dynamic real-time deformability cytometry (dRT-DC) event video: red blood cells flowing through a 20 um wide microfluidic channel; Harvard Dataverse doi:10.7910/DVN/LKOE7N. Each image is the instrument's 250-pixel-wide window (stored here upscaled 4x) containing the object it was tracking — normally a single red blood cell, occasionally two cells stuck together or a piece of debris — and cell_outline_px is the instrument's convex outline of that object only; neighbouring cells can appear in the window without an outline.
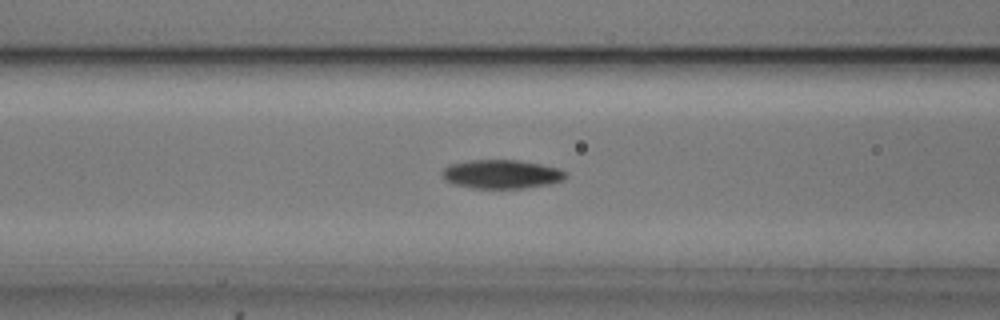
{"species": "common noctule bat (a hibernating species)", "species_latin": "Nyctalus noctula", "temperature_condition": "cold", "stored_images_in_passage": 53, "camera_frame_rate_fps": 3000, "um_per_image_px": 0.085, "animal": {"sex": "male", "body_mass_g": 20.5, "forearm_length_mm": 52.5}, "frame": {"image": 1, "passage_image": 21, "time_ms": 6.667, "image_size_px": [1000, 320], "cell_outline_px": [[568, 176], [564, 180], [548, 184], [524, 188], [472, 188], [456, 184], [444, 180], [444, 168], [448, 164], [468, 160], [516, 160], [540, 164], [560, 168]], "centroid_in_image_um": [42.65, 14.8], "position_along_channel_um": 124.0, "area_um2": 20.63}}
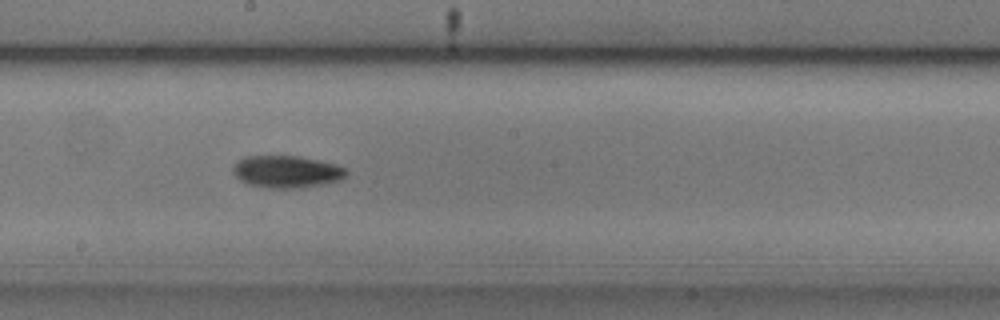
{"frame": {"image": 2, "passage_image": 29, "time_ms": 9.333, "image_size_px": [1000, 320], "cell_outline_px": [[348, 176], [340, 180], [324, 184], [300, 188], [268, 188], [248, 184], [240, 180], [232, 172], [232, 168], [244, 156], [300, 156], [332, 164], [344, 168], [348, 172]], "centroid_in_image_um": [24.36, 14.6], "position_along_channel_um": 223.8, "area_um2": 21.15}}
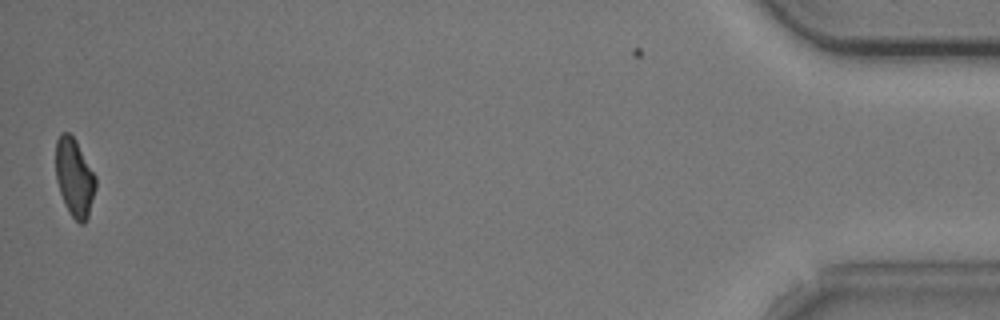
{"frame": {"image": 3, "passage_image": 53, "time_ms": 17.333, "image_size_px": [1000, 320], "cell_outline_px": [[96, 188], [88, 216], [84, 224], [80, 224], [68, 212], [64, 204], [56, 180], [56, 140], [60, 132], [68, 132], [76, 140], [96, 176]], "centroid_in_image_um": [6.33, 15.08], "position_along_channel_um": 428.9, "area_um2": 18.26}, "authors_computed_cell_mechanics": {"area_um2": 19.4786, "velocity_mm_per_s": 3.7385, "shape_relaxation_time_tau1_ms": 3.6198, "shape_relaxation_time_tau2_ms": null, "deformation_change_tau1": 0.1265, "deformation_change_tau2": null}}